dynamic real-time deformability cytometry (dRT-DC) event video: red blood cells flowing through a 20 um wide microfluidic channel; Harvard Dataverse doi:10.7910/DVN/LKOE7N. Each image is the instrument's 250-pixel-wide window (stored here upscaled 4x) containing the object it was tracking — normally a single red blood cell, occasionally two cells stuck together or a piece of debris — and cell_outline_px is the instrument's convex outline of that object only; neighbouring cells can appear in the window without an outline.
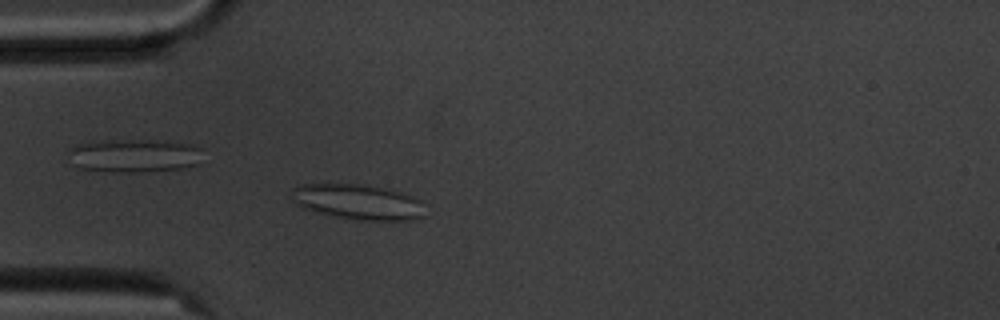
{"species": "common noctule bat (a hibernating species)", "species_latin": "Nyctalus noctula", "temperature_condition": "cold", "stored_images_in_passage": 44, "camera_frame_rate_fps": 3000, "um_per_image_px": 0.085, "animal": {"sex": "male", "body_mass_g": 20.1, "forearm_length_mm": 53.5}, "frame": {"image": 1, "passage_image": 4, "time_ms": 1.0, "image_size_px": [1000, 320], "cell_outline_px": [[424, 216], [412, 220], [360, 220], [336, 216], [316, 212], [304, 208], [296, 204], [288, 196], [292, 188], [300, 184], [356, 184], [384, 188], [412, 196], [420, 200]], "centroid_in_image_um": [30.35, 17.16], "position_along_channel_um": 54.7, "area_um2": 27.28}}
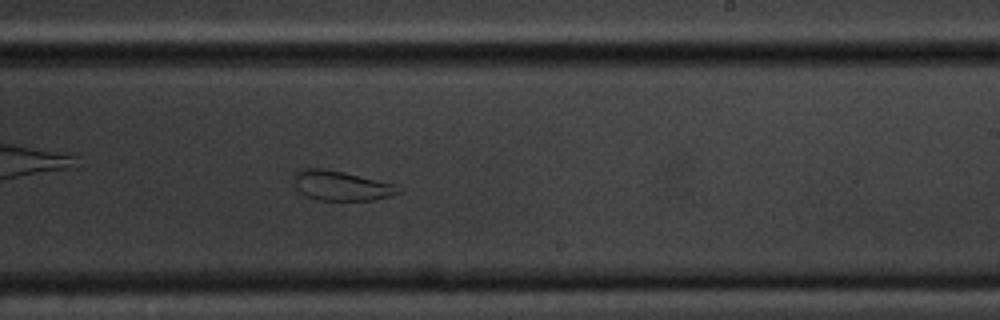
{"frame": {"image": 2, "passage_image": 22, "time_ms": 7.0, "image_size_px": [1000, 320], "cell_outline_px": [[404, 192], [392, 196], [372, 200], [320, 200], [304, 196], [296, 188], [296, 172], [300, 168], [320, 168], [344, 172], [396, 184], [404, 188]], "centroid_in_image_um": [29.09, 15.79], "position_along_channel_um": 259.9, "area_um2": 18.26}}
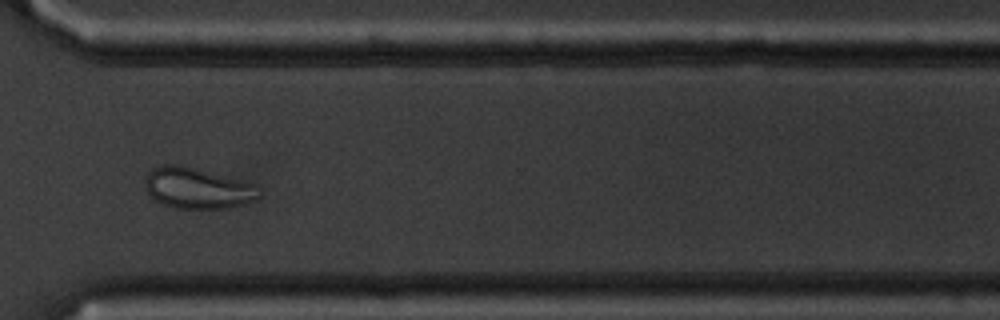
{"frame": {"image": 3, "passage_image": 30, "time_ms": 9.667, "image_size_px": [1000, 320], "cell_outline_px": [[260, 196], [256, 200], [244, 204], [224, 208], [176, 208], [164, 204], [156, 200], [144, 188], [144, 180], [148, 172], [152, 168], [164, 164], [176, 164], [244, 180], [252, 184]], "centroid_in_image_um": [16.74, 15.99], "position_along_channel_um": 353.9, "area_um2": 26.88}, "authors_computed_cell_mechanics": {"area_um2": 24.9118, "velocity_mm_per_s": 3.5293, "shape_relaxation_time_tau1_ms": null, "shape_relaxation_time_tau2_ms": 1.9652, "deformation_change_tau1": null, "deformation_change_tau2": 0.0787}}